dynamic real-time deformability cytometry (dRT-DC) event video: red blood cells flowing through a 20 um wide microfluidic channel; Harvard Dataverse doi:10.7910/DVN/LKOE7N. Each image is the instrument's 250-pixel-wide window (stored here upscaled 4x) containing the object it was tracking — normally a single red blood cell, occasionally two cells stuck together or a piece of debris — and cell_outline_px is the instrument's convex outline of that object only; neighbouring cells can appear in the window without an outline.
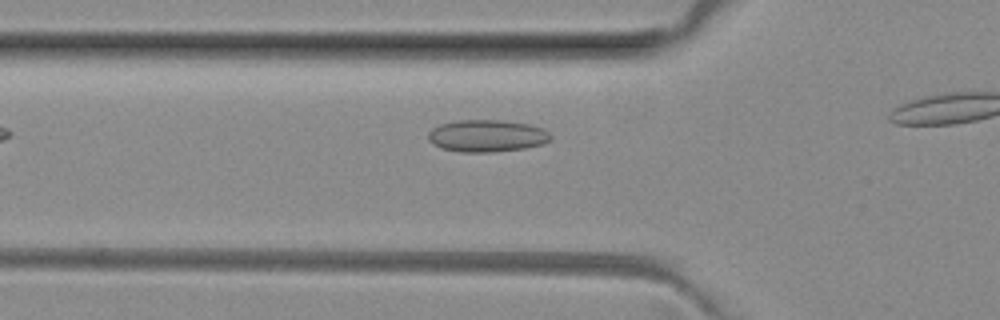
{"species": "common noctule bat (a hibernating species)", "species_latin": "Nyctalus noctula", "temperature_condition": "room temperature", "stored_images_in_passage": 7, "camera_frame_rate_fps": 3000, "um_per_image_px": 0.085, "animal": {"sex": "female", "body_mass_g": 29.2, "forearm_length_mm": 56.3}, "frame": {"image": 1, "passage_image": 2, "time_ms": 0.333, "image_size_px": [1000, 320], "cell_outline_px": [[552, 140], [540, 144], [524, 148], [492, 152], [460, 152], [440, 148], [432, 144], [428, 140], [428, 132], [432, 128], [440, 124], [456, 120], [504, 120], [528, 124], [544, 128], [552, 136]], "centroid_in_image_um": [41.36, 11.54], "position_along_channel_um": 84.4, "area_um2": 23.12}}
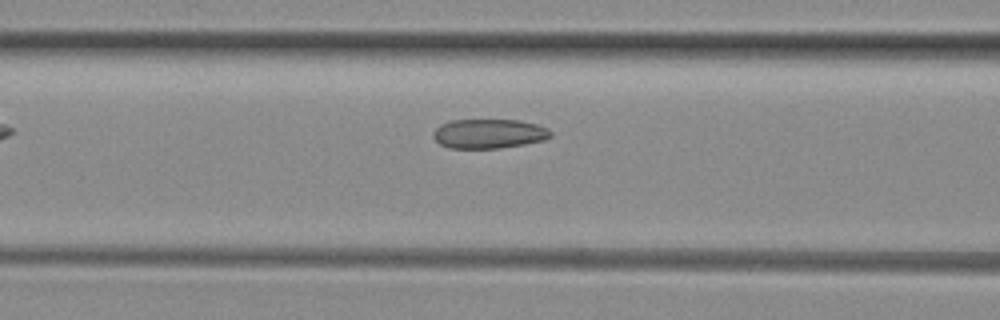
{"frame": {"image": 2, "passage_image": 5, "time_ms": 1.333, "image_size_px": [1000, 320], "cell_outline_px": [[552, 136], [544, 140], [524, 144], [496, 148], [448, 148], [440, 144], [432, 136], [432, 132], [440, 124], [452, 120], [520, 120], [536, 124], [548, 128], [552, 132]], "centroid_in_image_um": [41.55, 11.36], "position_along_channel_um": 125.1, "area_um2": 20.17}}